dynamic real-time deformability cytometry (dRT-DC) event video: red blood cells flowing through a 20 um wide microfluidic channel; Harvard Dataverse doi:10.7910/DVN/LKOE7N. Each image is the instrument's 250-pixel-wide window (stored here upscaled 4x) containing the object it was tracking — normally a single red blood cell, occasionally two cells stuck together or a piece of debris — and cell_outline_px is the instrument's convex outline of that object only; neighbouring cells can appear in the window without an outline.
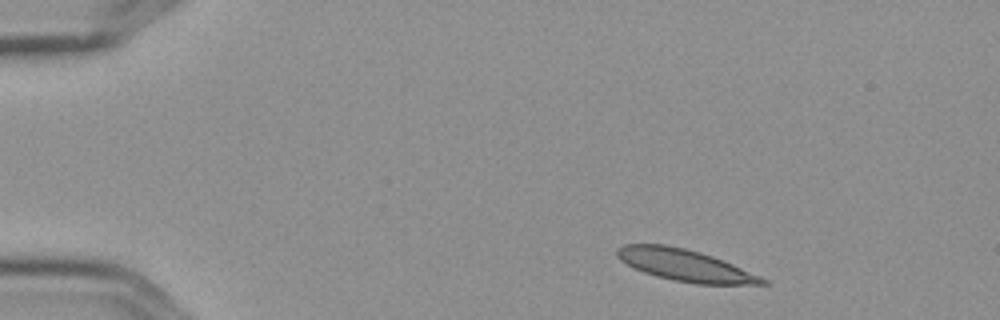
{"species": "Egyptian fruit bat (a non-hibernating species)", "species_latin": "Rousettus aegyptiacus", "temperature_condition": "cold", "stored_images_in_passage": 3, "camera_frame_rate_fps": 3000, "um_per_image_px": 0.085, "frame": {"image": 1, "passage_image": 1, "time_ms": 0.0, "image_size_px": [1000, 320], "cell_outline_px": [[768, 284], [696, 284], [672, 280], [656, 276], [644, 272], [620, 260], [616, 256], [616, 248], [624, 244], [664, 244], [684, 248], [700, 252], [712, 256], [732, 264], [760, 276], [768, 280]], "centroid_in_image_um": [58.2, 22.54], "position_along_channel_um": 26.8, "area_um2": 26.65}}